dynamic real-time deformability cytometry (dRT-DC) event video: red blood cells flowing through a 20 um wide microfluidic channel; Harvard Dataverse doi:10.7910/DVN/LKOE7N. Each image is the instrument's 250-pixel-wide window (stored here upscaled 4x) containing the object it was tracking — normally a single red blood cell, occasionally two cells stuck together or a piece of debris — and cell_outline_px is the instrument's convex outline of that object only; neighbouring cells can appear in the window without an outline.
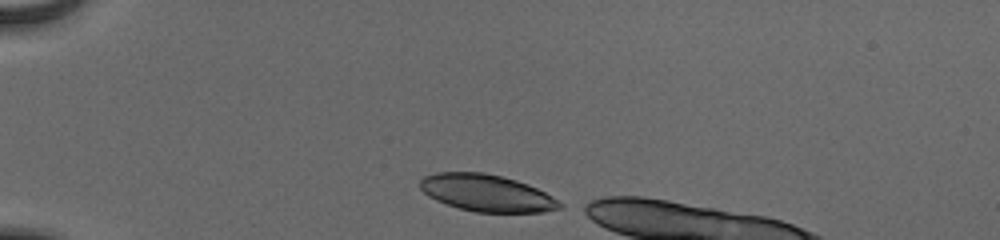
{"species": "human", "species_latin": "Homo sapiens", "temperature_condition": "cold", "stored_images_in_passage": 35, "camera_frame_rate_fps": 3000, "um_per_image_px": 0.085, "donor": {"sex": "male"}, "frame": {"image": 1, "passage_image": 1, "time_ms": 0.0, "image_size_px": [1000, 240], "cell_outline_px": [[564, 204], [560, 208], [544, 212], [476, 212], [460, 208], [436, 200], [428, 196], [420, 188], [420, 180], [424, 176], [436, 172], [484, 172], [516, 180], [528, 184], [552, 196]], "centroid_in_image_um": [41.37, 16.4], "position_along_channel_um": 43.6, "area_um2": 29.94}}
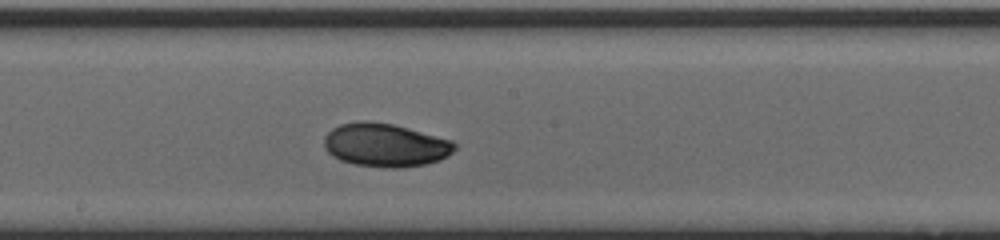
{"frame": {"image": 2, "passage_image": 18, "time_ms": 5.667, "image_size_px": [1000, 240], "cell_outline_px": [[456, 148], [448, 156], [440, 160], [424, 164], [404, 168], [388, 168], [352, 164], [340, 160], [332, 156], [324, 148], [324, 136], [332, 128], [340, 124], [360, 120], [368, 120], [392, 124], [408, 128], [452, 140], [456, 144]], "centroid_in_image_um": [32.73, 12.33], "position_along_channel_um": 215.5, "area_um2": 33.29}}
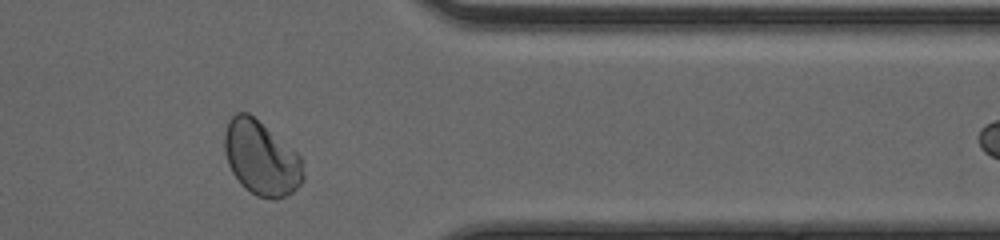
{"frame": {"image": 3, "passage_image": 32, "time_ms": 10.333, "image_size_px": [1000, 240], "cell_outline_px": [[304, 180], [292, 192], [276, 200], [272, 200], [256, 196], [244, 188], [240, 184], [232, 172], [228, 164], [224, 148], [224, 132], [228, 120], [236, 112], [248, 112], [296, 152], [300, 156], [304, 176]], "centroid_in_image_um": [22.18, 13.46], "position_along_channel_um": 389.2, "area_um2": 34.04}}